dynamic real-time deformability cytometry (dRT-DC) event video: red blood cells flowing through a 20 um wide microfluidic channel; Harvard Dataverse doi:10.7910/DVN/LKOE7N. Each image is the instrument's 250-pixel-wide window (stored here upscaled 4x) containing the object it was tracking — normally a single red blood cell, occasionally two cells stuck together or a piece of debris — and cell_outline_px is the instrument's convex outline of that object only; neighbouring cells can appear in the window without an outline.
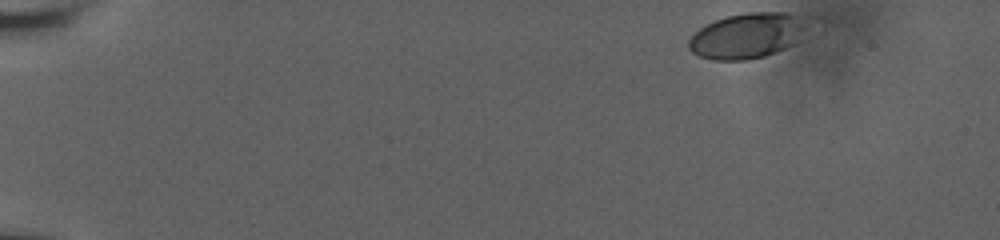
{"species": "human", "species_latin": "Homo sapiens", "temperature_condition": "room temperature", "stored_images_in_passage": 75, "camera_frame_rate_fps": 3000, "um_per_image_px": 0.085, "donor": {"sex": "male"}, "frame": {"image": 1, "passage_image": 1, "time_ms": 0.0, "image_size_px": [1000, 240], "cell_outline_px": [[808, 24], [792, 44], [776, 52], [764, 56], [748, 60], [712, 60], [700, 56], [692, 52], [688, 48], [688, 40], [704, 24], [728, 16], [748, 12], [788, 12], [800, 16]], "centroid_in_image_um": [63.46, 3.03], "position_along_channel_um": 21.5, "area_um2": 31.04}}
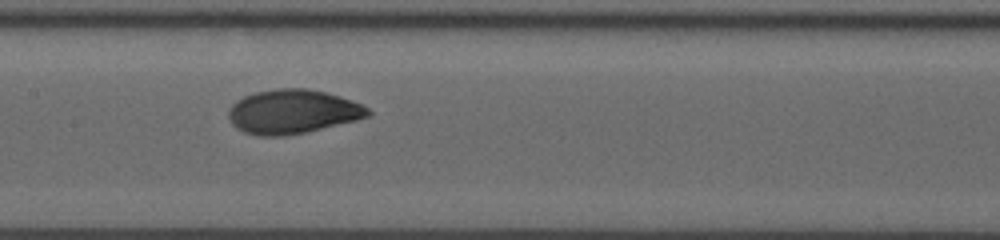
{"frame": {"image": 2, "passage_image": 34, "time_ms": 8.333, "image_size_px": [1000, 240], "cell_outline_px": [[372, 112], [368, 116], [356, 120], [304, 132], [284, 136], [260, 136], [244, 132], [232, 124], [228, 116], [228, 108], [236, 100], [244, 96], [256, 92], [276, 88], [308, 88], [340, 96], [352, 100], [368, 108]], "centroid_in_image_um": [24.85, 9.48], "position_along_channel_um": 182.6, "area_um2": 35.72}}
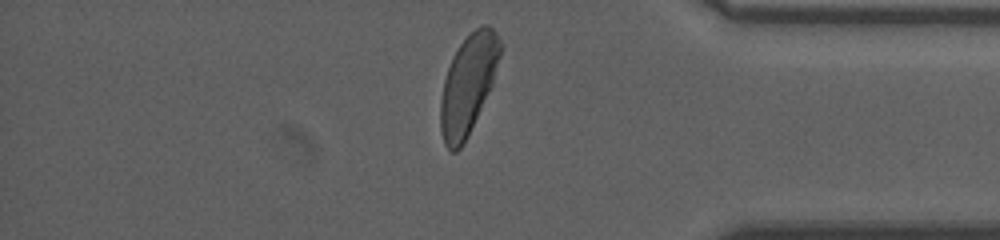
{"frame": {"image": 3, "passage_image": 68, "time_ms": 14.667, "image_size_px": [1000, 240], "cell_outline_px": [[504, 48], [492, 84], [468, 136], [460, 148], [456, 152], [452, 152], [444, 144], [440, 128], [440, 100], [444, 80], [452, 56], [460, 44], [476, 28], [484, 24], [488, 24], [496, 32], [504, 44]], "centroid_in_image_um": [39.81, 7.15], "position_along_channel_um": 395.4, "area_um2": 34.62}, "authors_computed_cell_mechanics": {"area_um2": 34.7956, "velocity_mm_per_s": 3.6153, "shape_relaxation_time_tau1_ms": 2.9522, "shape_relaxation_time_tau2_ms": null, "deformation_change_tau1": 0.152, "deformation_change_tau2": null}}